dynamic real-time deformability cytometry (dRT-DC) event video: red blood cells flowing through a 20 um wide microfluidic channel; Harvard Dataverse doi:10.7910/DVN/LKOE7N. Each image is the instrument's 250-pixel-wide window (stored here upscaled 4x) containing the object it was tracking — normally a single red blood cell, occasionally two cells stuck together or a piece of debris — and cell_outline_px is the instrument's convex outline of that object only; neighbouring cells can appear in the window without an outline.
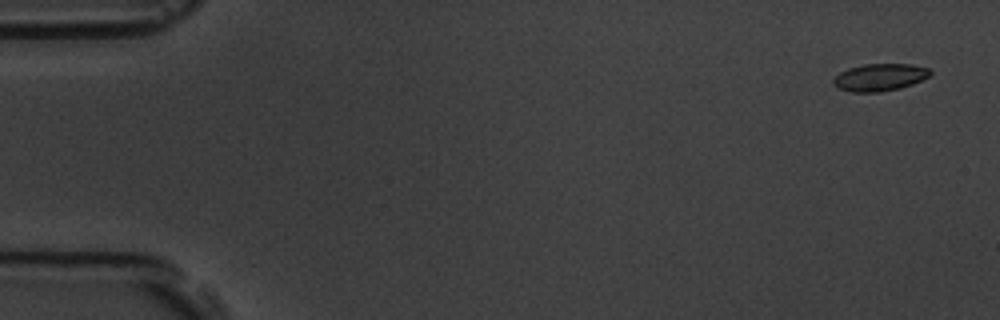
{"species": "common noctule bat (a hibernating species)", "species_latin": "Nyctalus noctula", "temperature_condition": "room temperature", "stored_images_in_passage": 6, "camera_frame_rate_fps": 3000, "um_per_image_px": 0.085, "animal": {"sex": "male", "body_mass_g": 19.5, "forearm_length_mm": 54.6}, "frame": {"image": 1, "passage_image": 1, "time_ms": 0.0, "image_size_px": [1000, 320], "cell_outline_px": [[932, 72], [928, 76], [912, 84], [900, 88], [880, 92], [852, 92], [840, 88], [832, 84], [832, 80], [840, 72], [848, 68], [864, 64], [912, 64], [928, 68]], "centroid_in_image_um": [74.76, 6.56], "position_along_channel_um": 10.2, "area_um2": 15.32}}
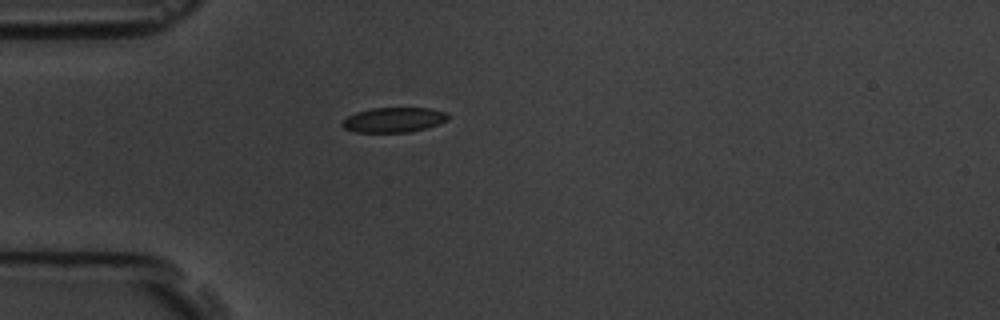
{"frame": {"image": 2, "passage_image": 5, "time_ms": 4.667, "image_size_px": [1000, 320], "cell_outline_px": [[448, 120], [428, 128], [408, 132], [356, 132], [344, 128], [340, 124], [348, 116], [356, 112], [372, 108], [432, 108], [448, 112]], "centroid_in_image_um": [33.5, 10.18], "position_along_channel_um": 51.5, "area_um2": 15.43}}